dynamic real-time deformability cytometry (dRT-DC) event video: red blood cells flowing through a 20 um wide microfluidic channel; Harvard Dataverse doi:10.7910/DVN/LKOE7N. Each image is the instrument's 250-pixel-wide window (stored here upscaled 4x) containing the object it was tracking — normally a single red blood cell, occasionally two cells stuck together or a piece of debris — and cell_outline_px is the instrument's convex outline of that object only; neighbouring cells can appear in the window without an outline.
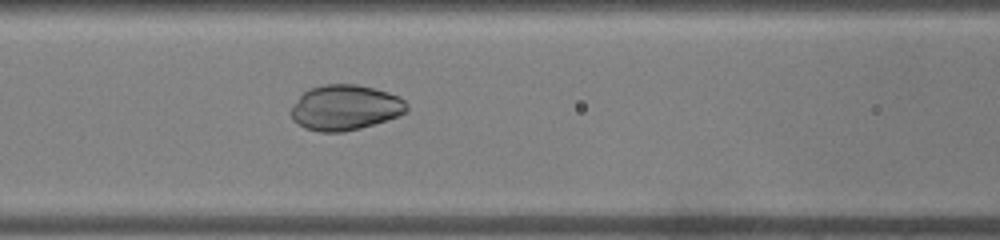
{"species": "common noctule bat (a hibernating species)", "species_latin": "Nyctalus noctula", "temperature_condition": "warm", "stored_images_in_passage": 37, "camera_frame_rate_fps": 3000, "um_per_image_px": 0.085, "animal": {"sex": "male", "body_mass_g": 19.0, "forearm_length_mm": 50.8}, "frame": {"image": 1, "passage_image": 11, "time_ms": 3.333, "image_size_px": [1000, 240], "cell_outline_px": [[408, 108], [404, 112], [396, 116], [360, 128], [344, 132], [320, 132], [304, 128], [292, 120], [292, 108], [300, 96], [308, 88], [324, 84], [356, 84], [388, 92], [400, 96], [408, 104]], "centroid_in_image_um": [29.32, 9.14], "position_along_channel_um": 137.3, "area_um2": 30.35}}
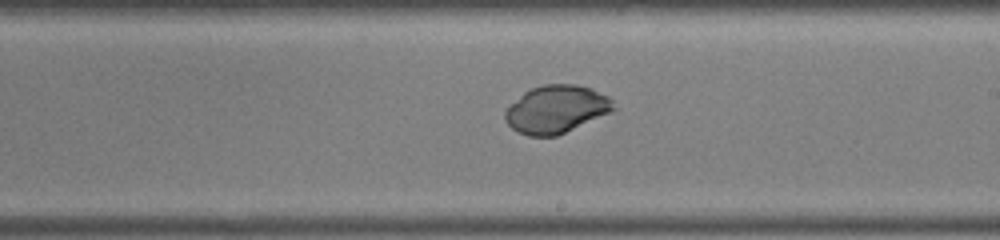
{"frame": {"image": 2, "passage_image": 19, "time_ms": 6.0, "image_size_px": [1000, 240], "cell_outline_px": [[616, 108], [612, 112], [556, 136], [528, 136], [512, 128], [504, 120], [504, 112], [524, 92], [532, 88], [544, 84], [576, 84], [592, 88], [608, 96], [612, 100]], "centroid_in_image_um": [47.31, 9.28], "position_along_channel_um": 241.7, "area_um2": 30.06}}
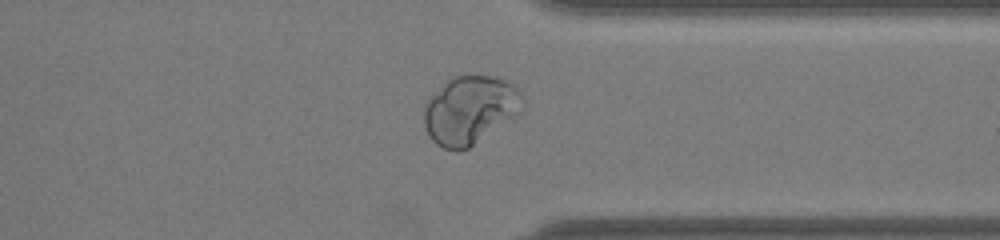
{"frame": {"image": 3, "passage_image": 29, "time_ms": 9.333, "image_size_px": [1000, 240], "cell_outline_px": [[524, 108], [520, 112], [468, 148], [456, 152], [444, 148], [436, 144], [428, 136], [424, 124], [424, 108], [428, 100], [452, 76], [492, 76], [508, 80], [524, 96]], "centroid_in_image_um": [39.95, 9.35], "position_along_channel_um": 371.4, "area_um2": 38.9}}